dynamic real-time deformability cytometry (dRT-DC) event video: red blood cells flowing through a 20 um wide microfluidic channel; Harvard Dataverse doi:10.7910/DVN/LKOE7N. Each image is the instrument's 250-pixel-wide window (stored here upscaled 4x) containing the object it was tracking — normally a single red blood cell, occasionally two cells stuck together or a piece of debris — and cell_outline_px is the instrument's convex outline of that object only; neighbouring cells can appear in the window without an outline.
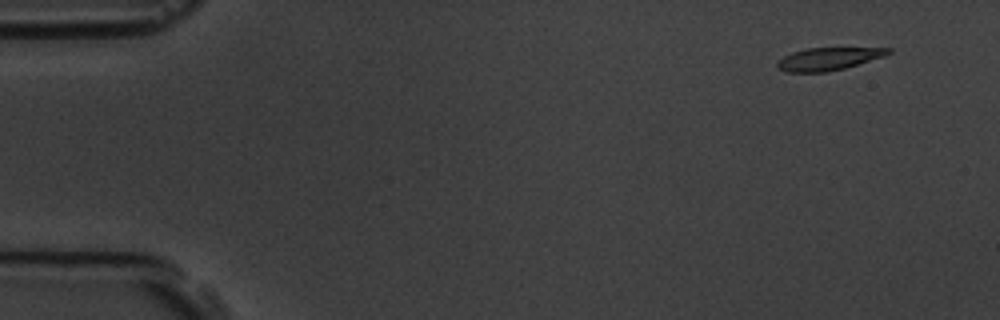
{"species": "common noctule bat (a hibernating species)", "species_latin": "Nyctalus noctula", "temperature_condition": "room temperature", "stored_images_in_passage": 5, "camera_frame_rate_fps": 3000, "um_per_image_px": 0.085, "animal": {"sex": "male", "body_mass_g": 19.5, "forearm_length_mm": 54.6}, "frame": {"image": 1, "passage_image": 1, "time_ms": 0.0, "image_size_px": [1000, 320], "cell_outline_px": [[892, 52], [884, 56], [844, 68], [824, 72], [784, 72], [776, 68], [776, 60], [792, 52], [808, 48], [892, 48]], "centroid_in_image_um": [70.35, 5.01], "position_along_channel_um": 14.7, "area_um2": 14.62}}
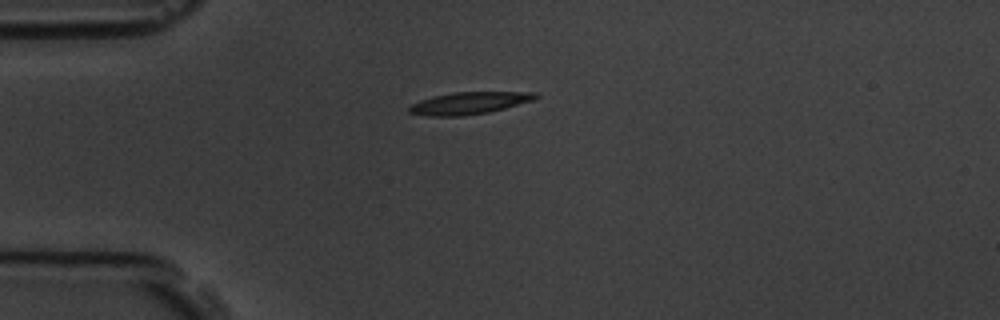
{"frame": {"image": 2, "passage_image": 4, "time_ms": 3.333, "image_size_px": [1000, 320], "cell_outline_px": [[540, 96], [532, 100], [504, 108], [488, 112], [464, 116], [428, 116], [408, 112], [408, 108], [412, 104], [420, 100], [432, 96], [452, 92], [540, 92]], "centroid_in_image_um": [39.87, 8.75], "position_along_channel_um": 45.1, "area_um2": 16.3}}